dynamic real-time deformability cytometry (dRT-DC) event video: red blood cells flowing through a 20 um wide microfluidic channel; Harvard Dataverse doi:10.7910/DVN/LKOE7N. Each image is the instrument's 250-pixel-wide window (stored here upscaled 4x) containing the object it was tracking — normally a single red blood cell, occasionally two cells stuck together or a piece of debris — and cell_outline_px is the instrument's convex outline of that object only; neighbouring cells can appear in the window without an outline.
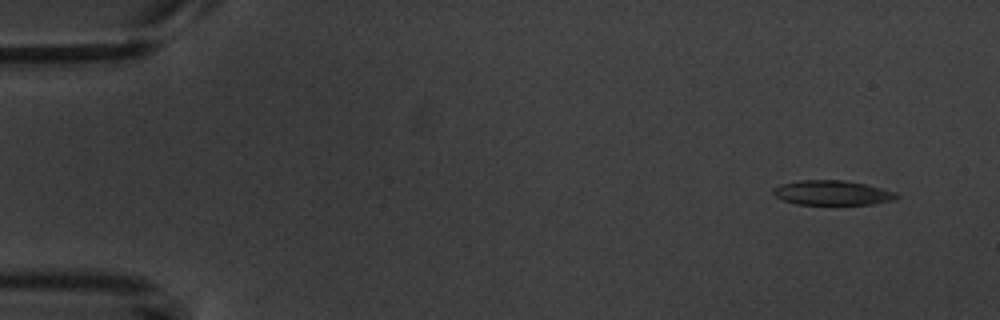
{"species": "common noctule bat (a hibernating species)", "species_latin": "Nyctalus noctula", "temperature_condition": "warm", "stored_images_in_passage": 1, "camera_frame_rate_fps": 3000, "um_per_image_px": 0.085, "animal": {"sex": "male", "body_mass_g": 20.1, "forearm_length_mm": 53.5}, "frame": {"image": 1, "passage_image": 1, "time_ms": 0.0, "image_size_px": [1000, 320], "cell_outline_px": [[900, 196], [892, 200], [872, 204], [796, 204], [784, 200], [776, 196], [772, 192], [772, 188], [780, 184], [800, 180], [844, 180], [864, 184], [896, 192]], "centroid_in_image_um": [70.71, 16.38], "position_along_channel_um": 14.3, "area_um2": 17.57}}